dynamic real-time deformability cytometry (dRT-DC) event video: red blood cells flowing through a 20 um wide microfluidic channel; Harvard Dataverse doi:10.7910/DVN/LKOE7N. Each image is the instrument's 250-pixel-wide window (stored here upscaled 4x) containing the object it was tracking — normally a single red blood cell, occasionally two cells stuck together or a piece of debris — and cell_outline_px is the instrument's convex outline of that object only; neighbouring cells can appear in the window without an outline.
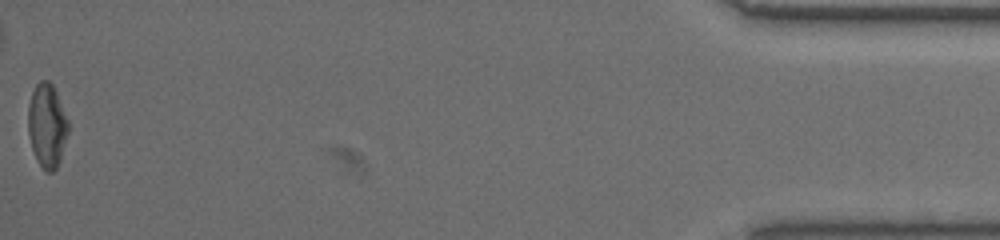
{"species": "common noctule bat (a hibernating species)", "species_latin": "Nyctalus noctula", "temperature_condition": "warm", "stored_images_in_passage": 41, "camera_frame_rate_fps": 3000, "um_per_image_px": 0.085, "animal": {"sex": "female", "body_mass_g": 19.5, "forearm_length_mm": 54.1}, "frame": {"image": 1, "passage_image": 41, "time_ms": 13.333, "image_size_px": [1000, 240], "cell_outline_px": [[68, 132], [60, 160], [56, 168], [52, 172], [48, 172], [36, 160], [32, 148], [28, 132], [28, 104], [32, 92], [36, 84], [40, 80], [48, 80], [52, 84], [56, 92], [68, 120]], "centroid_in_image_um": [3.99, 10.65], "position_along_channel_um": 431.2, "area_um2": 19.48}, "authors_computed_cell_mechanics": {"area_um2": 19.7098, "velocity_mm_per_s": 3.5598, "shape_relaxation_time_tau1_ms": 5.6467, "shape_relaxation_time_tau2_ms": 2.5236, "deformation_change_tau1": 0.1556, "deformation_change_tau2": 0.087}}